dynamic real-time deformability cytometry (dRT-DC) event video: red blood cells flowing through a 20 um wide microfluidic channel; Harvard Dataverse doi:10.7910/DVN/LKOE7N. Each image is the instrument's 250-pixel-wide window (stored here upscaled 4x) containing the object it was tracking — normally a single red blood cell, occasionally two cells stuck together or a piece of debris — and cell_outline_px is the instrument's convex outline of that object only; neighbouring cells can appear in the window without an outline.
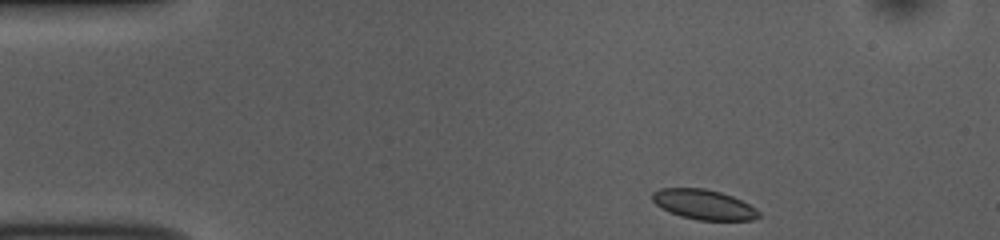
{"species": "common noctule bat (a hibernating species)", "species_latin": "Nyctalus noctula", "temperature_condition": "room temperature", "stored_images_in_passage": 45, "camera_frame_rate_fps": 3000, "um_per_image_px": 0.085, "animal": {"sex": "female", "body_mass_g": 10.0, "forearm_length_mm": 53.1}, "frame": {"image": 1, "passage_image": 1, "time_ms": 0.0, "image_size_px": [1000, 240], "cell_outline_px": [[760, 216], [752, 220], [700, 220], [680, 216], [656, 204], [652, 200], [652, 192], [660, 188], [704, 188], [720, 192], [732, 196], [756, 208], [760, 212]], "centroid_in_image_um": [59.83, 17.38], "position_along_channel_um": 25.2, "area_um2": 18.38}}
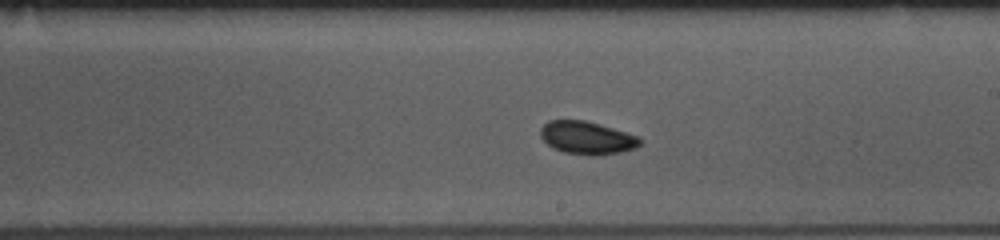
{"frame": {"image": 2, "passage_image": 23, "time_ms": 7.333, "image_size_px": [1000, 240], "cell_outline_px": [[644, 140], [636, 148], [620, 152], [600, 156], [592, 156], [564, 152], [552, 148], [540, 136], [540, 128], [548, 120], [584, 120], [600, 124], [640, 136]], "centroid_in_image_um": [49.92, 11.72], "position_along_channel_um": 239.1, "area_um2": 19.36}}
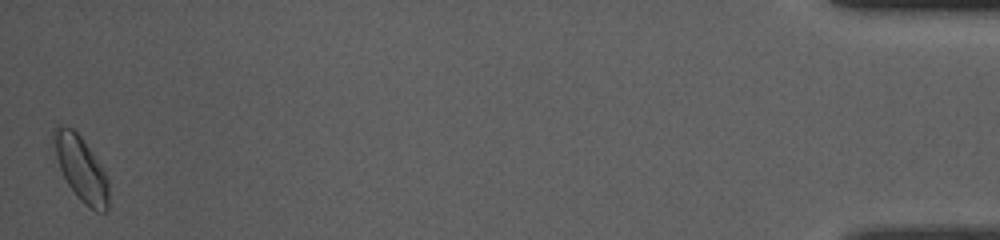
{"frame": {"image": 3, "passage_image": 45, "time_ms": 14.667, "image_size_px": [1000, 240], "cell_outline_px": [[108, 208], [104, 212], [96, 212], [84, 204], [80, 200], [68, 184], [60, 168], [56, 156], [52, 140], [52, 132], [60, 124], [72, 128], [80, 136], [104, 172], [108, 180]], "centroid_in_image_um": [6.87, 14.34], "position_along_channel_um": 428.3, "area_um2": 20.23}, "authors_computed_cell_mechanics": {"area_um2": 18.8428, "velocity_mm_per_s": 3.8197, "shape_relaxation_time_tau1_ms": 1.5546, "shape_relaxation_time_tau2_ms": 1.2513, "deformation_change_tau1": 0.0302, "deformation_change_tau2": 0.0546}}